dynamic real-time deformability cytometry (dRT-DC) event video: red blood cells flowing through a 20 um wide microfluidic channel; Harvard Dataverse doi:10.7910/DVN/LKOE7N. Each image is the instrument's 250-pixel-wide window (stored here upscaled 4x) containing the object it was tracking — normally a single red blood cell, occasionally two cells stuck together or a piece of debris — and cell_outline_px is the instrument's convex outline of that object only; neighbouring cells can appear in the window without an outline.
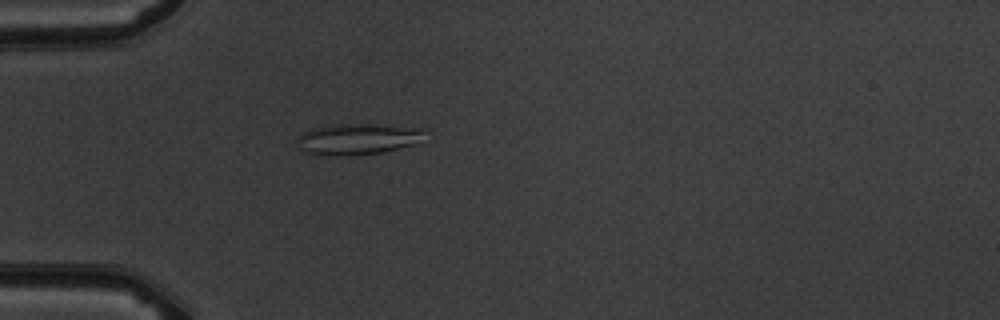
{"species": "common noctule bat (a hibernating species)", "species_latin": "Nyctalus noctula", "temperature_condition": "warm", "stored_images_in_passage": 4, "camera_frame_rate_fps": 3000, "um_per_image_px": 0.085, "animal": {"sex": "male", "body_mass_g": 19.5, "forearm_length_mm": 54.6}, "frame": {"image": 1, "passage_image": 4, "time_ms": 3.667, "image_size_px": [1000, 320], "cell_outline_px": [[424, 128], [412, 144], [384, 152], [348, 156], [324, 156], [304, 152], [296, 148], [296, 136], [312, 128], [336, 124], [376, 124]], "centroid_in_image_um": [30.22, 11.83], "position_along_channel_um": 54.8, "area_um2": 23.12}}